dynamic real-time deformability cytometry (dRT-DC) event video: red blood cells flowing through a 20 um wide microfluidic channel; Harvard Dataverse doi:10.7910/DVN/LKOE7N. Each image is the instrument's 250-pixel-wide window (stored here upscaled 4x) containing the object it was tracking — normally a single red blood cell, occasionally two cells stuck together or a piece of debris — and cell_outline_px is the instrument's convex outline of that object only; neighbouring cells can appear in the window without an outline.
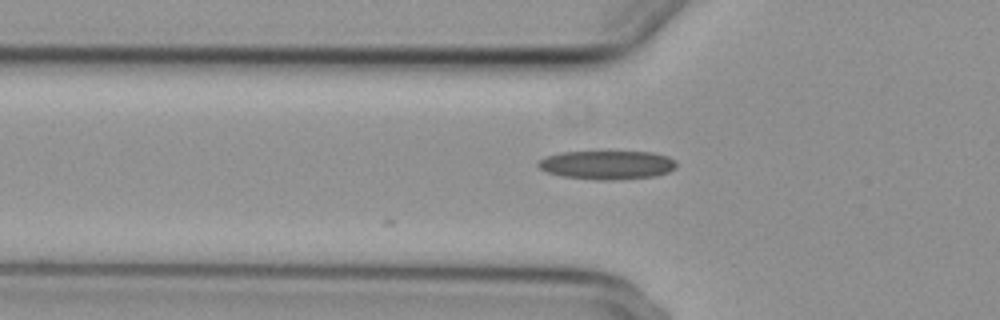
{"species": "common noctule bat (a hibernating species)", "species_latin": "Nyctalus noctula", "temperature_condition": "cold", "stored_images_in_passage": 3, "camera_frame_rate_fps": 3000, "um_per_image_px": 0.085, "animal": {"sex": "female", "body_mass_g": 29.2, "forearm_length_mm": 56.3}, "frame": {"image": 1, "passage_image": 3, "time_ms": 0.667, "image_size_px": [1000, 320], "cell_outline_px": [[676, 168], [668, 172], [656, 176], [612, 180], [596, 180], [560, 176], [548, 172], [540, 168], [536, 164], [544, 156], [560, 152], [652, 152], [668, 156], [676, 160]], "centroid_in_image_um": [51.61, 14.02], "position_along_channel_um": 74.2, "area_um2": 23.29}}